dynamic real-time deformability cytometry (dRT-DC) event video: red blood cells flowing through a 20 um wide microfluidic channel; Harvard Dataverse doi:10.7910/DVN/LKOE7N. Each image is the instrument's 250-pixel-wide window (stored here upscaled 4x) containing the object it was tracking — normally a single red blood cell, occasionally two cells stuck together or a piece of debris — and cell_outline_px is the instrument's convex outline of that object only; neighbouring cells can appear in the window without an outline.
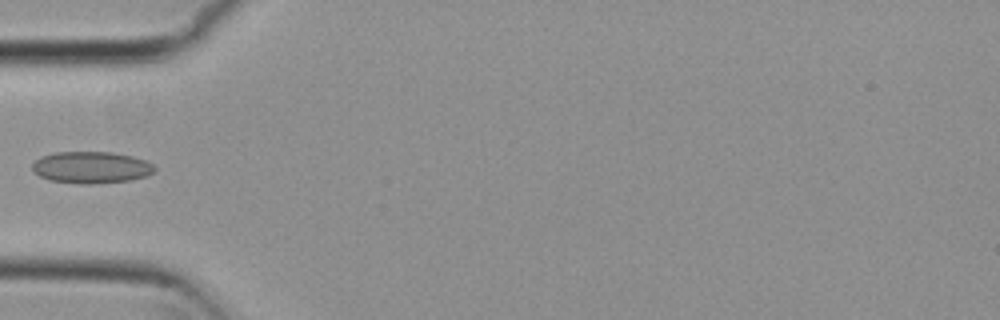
{"species": "common noctule bat (a hibernating species)", "species_latin": "Nyctalus noctula", "temperature_condition": "cold", "stored_images_in_passage": 4, "camera_frame_rate_fps": 3000, "um_per_image_px": 0.085, "animal": {"sex": "female", "body_mass_g": 29.2, "forearm_length_mm": 56.3}, "frame": {"image": 1, "passage_image": 4, "time_ms": 1.0, "image_size_px": [1000, 320], "cell_outline_px": [[156, 168], [148, 176], [128, 180], [92, 184], [80, 184], [48, 180], [32, 172], [32, 164], [40, 156], [56, 152], [112, 152], [132, 156], [144, 160], [152, 164]], "centroid_in_image_um": [7.72, 14.23], "position_along_channel_um": 77.3, "area_um2": 22.72}}